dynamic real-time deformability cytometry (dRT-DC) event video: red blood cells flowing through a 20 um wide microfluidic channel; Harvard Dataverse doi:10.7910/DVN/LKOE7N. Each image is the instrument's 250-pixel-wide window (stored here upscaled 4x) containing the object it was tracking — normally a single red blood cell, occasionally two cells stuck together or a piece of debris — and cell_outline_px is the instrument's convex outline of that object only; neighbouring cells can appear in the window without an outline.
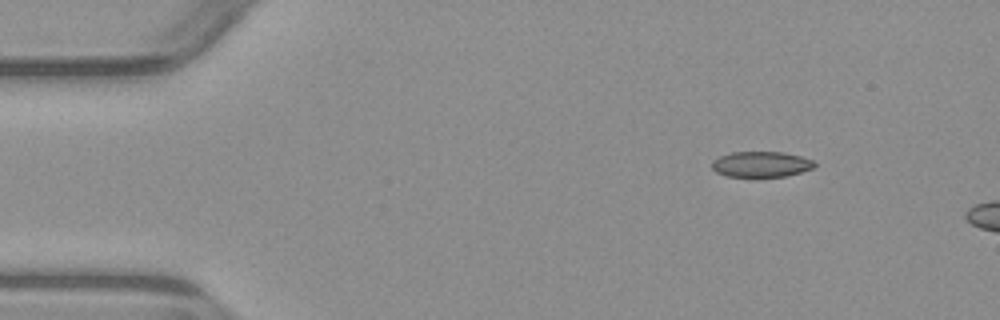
{"species": "common noctule bat (a hibernating species)", "species_latin": "Nyctalus noctula", "temperature_condition": "warm", "stored_images_in_passage": 2, "camera_frame_rate_fps": 3000, "um_per_image_px": 0.085, "animal": {"sex": "male", "body_mass_g": 23.1, "forearm_length_mm": 52.7}, "frame": {"image": 1, "passage_image": 1, "time_ms": 0.0, "image_size_px": [1000, 320], "cell_outline_px": [[816, 164], [812, 168], [788, 176], [728, 176], [716, 172], [712, 168], [712, 160], [720, 156], [732, 152], [784, 152], [800, 156], [812, 160]], "centroid_in_image_um": [64.68, 13.95], "position_along_channel_um": 20.3, "area_um2": 15.14}}